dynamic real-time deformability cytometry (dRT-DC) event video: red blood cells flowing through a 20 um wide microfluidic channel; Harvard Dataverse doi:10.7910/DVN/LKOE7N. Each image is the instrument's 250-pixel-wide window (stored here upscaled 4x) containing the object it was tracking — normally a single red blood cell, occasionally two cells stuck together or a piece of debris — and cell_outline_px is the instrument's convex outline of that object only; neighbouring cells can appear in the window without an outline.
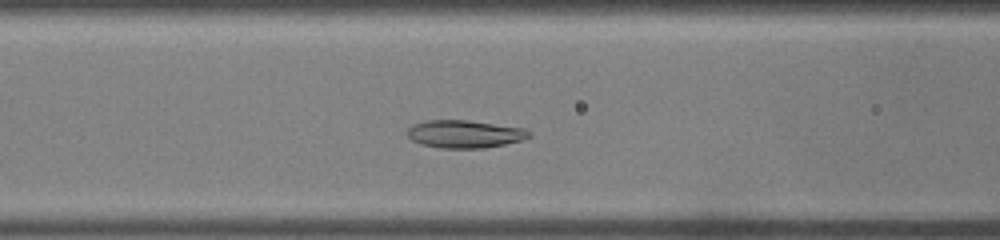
{"species": "common noctule bat (a hibernating species)", "species_latin": "Nyctalus noctula", "temperature_condition": "warm", "stored_images_in_passage": 33, "camera_frame_rate_fps": 3000, "um_per_image_px": 0.085, "animal": {"sex": "male", "body_mass_g": 19.0, "forearm_length_mm": 50.8}, "frame": {"image": 1, "passage_image": 11, "time_ms": 3.333, "image_size_px": [1000, 240], "cell_outline_px": [[532, 136], [520, 140], [504, 144], [484, 148], [440, 148], [420, 144], [412, 140], [408, 136], [408, 128], [412, 124], [428, 120], [468, 120], [524, 128], [532, 132]], "centroid_in_image_um": [39.49, 11.39], "position_along_channel_um": 127.1, "area_um2": 19.71}}
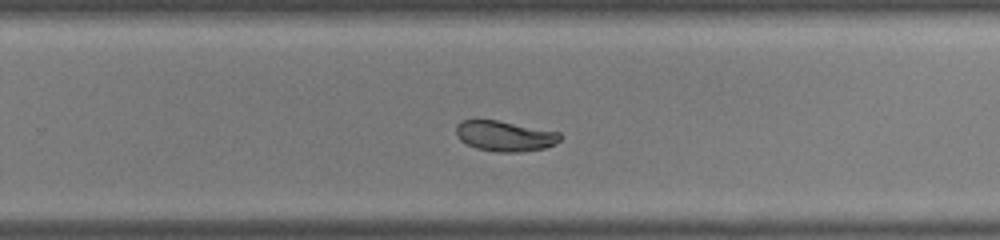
{"frame": {"image": 2, "passage_image": 20, "time_ms": 6.333, "image_size_px": [1000, 240], "cell_outline_px": [[560, 140], [556, 144], [544, 148], [520, 152], [496, 152], [476, 148], [460, 140], [456, 136], [456, 124], [460, 120], [476, 116], [560, 132]], "centroid_in_image_um": [42.83, 11.52], "position_along_channel_um": 287.0, "area_um2": 19.02}}
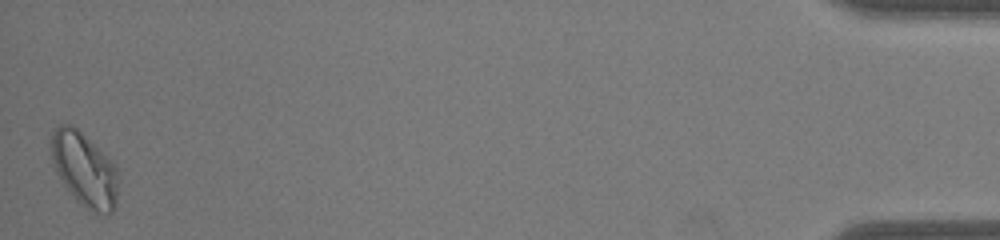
{"frame": {"image": 3, "passage_image": 33, "time_ms": 10.667, "image_size_px": [1000, 240], "cell_outline_px": [[116, 204], [112, 212], [96, 216], [76, 200], [72, 196], [56, 172], [52, 160], [52, 132], [60, 124], [72, 124], [108, 156], [116, 164]], "centroid_in_image_um": [7.18, 14.42], "position_along_channel_um": 428.0, "area_um2": 28.78}}